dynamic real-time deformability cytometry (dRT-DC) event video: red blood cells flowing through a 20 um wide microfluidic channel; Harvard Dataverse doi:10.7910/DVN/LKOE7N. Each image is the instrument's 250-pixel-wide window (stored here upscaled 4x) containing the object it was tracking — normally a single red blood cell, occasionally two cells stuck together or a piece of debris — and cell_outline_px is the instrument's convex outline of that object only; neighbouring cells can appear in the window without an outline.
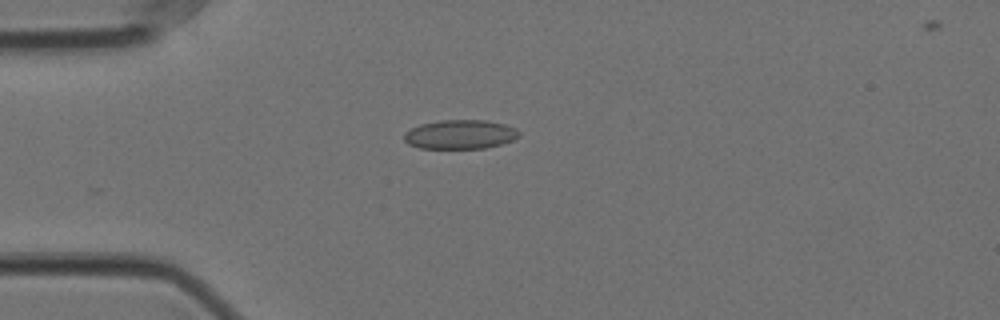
{"species": "Egyptian fruit bat (a non-hibernating species)", "species_latin": "Rousettus aegyptiacus", "temperature_condition": "cold", "stored_images_in_passage": 47, "camera_frame_rate_fps": 3000, "um_per_image_px": 0.085, "animal": {"sex": "female"}, "frame": {"image": 1, "passage_image": 5, "time_ms": 1.333, "image_size_px": [1000, 320], "cell_outline_px": [[520, 136], [512, 140], [500, 144], [484, 148], [420, 148], [408, 144], [404, 140], [404, 132], [420, 124], [440, 120], [484, 120], [504, 124], [516, 128], [520, 132]], "centroid_in_image_um": [39.11, 11.42], "position_along_channel_um": 45.9, "area_um2": 19.48}}
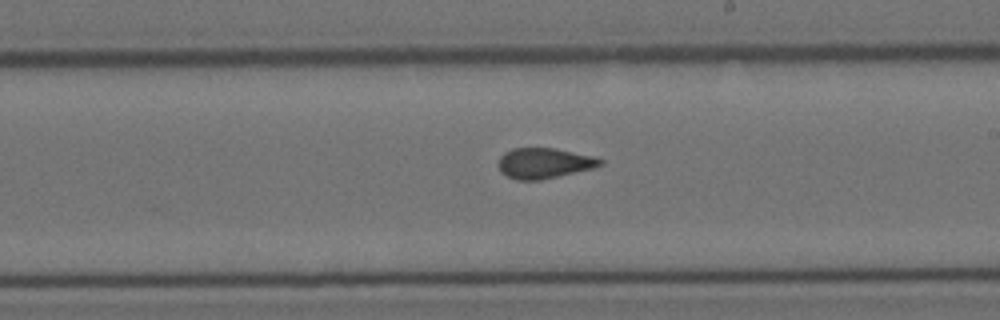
{"frame": {"image": 2, "passage_image": 23, "time_ms": 7.333, "image_size_px": [1000, 320], "cell_outline_px": [[604, 164], [592, 168], [540, 180], [516, 180], [500, 172], [496, 164], [500, 156], [504, 152], [512, 148], [556, 148], [592, 156], [604, 160]], "centroid_in_image_um": [46.2, 13.86], "position_along_channel_um": 242.8, "area_um2": 18.15}}
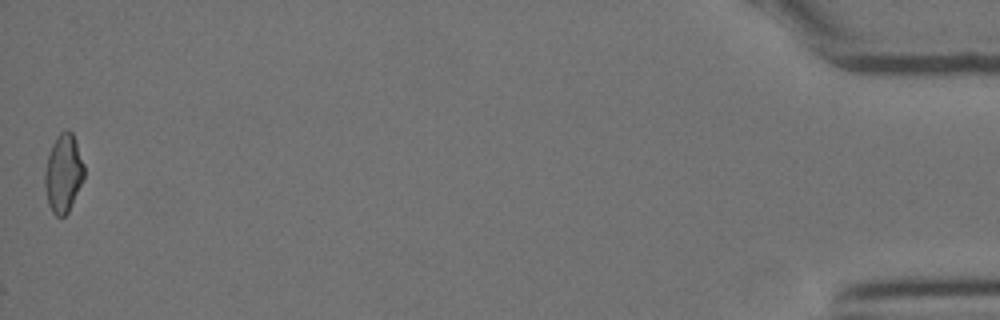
{"frame": {"image": 3, "passage_image": 47, "time_ms": 15.333, "image_size_px": [1000, 320], "cell_outline_px": [[84, 176], [68, 212], [64, 216], [56, 216], [52, 212], [48, 204], [44, 184], [44, 172], [48, 156], [52, 144], [56, 136], [60, 132], [68, 128], [72, 132], [84, 164]], "centroid_in_image_um": [5.37, 14.71], "position_along_channel_um": 429.8, "area_um2": 17.8}, "authors_computed_cell_mechanics": {"area_um2": 18.3804, "velocity_mm_per_s": 3.5475, "shape_relaxation_time_tau1_ms": null, "shape_relaxation_time_tau2_ms": 1.7842, "deformation_change_tau1": null, "deformation_change_tau2": 0.0619}}